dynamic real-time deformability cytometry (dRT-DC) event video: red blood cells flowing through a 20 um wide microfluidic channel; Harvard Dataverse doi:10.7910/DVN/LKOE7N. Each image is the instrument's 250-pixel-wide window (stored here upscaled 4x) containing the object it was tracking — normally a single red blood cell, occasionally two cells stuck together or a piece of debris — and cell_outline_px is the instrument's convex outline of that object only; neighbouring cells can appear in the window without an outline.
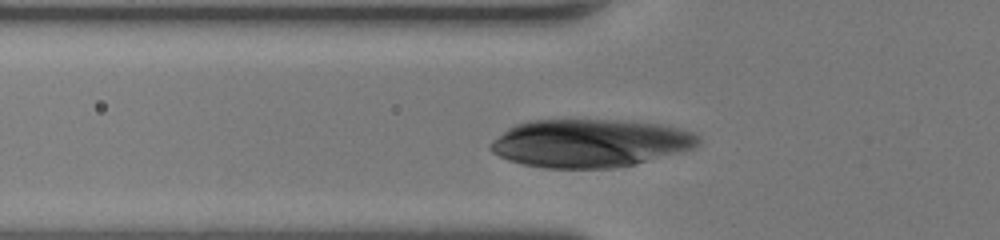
{"species": "human", "species_latin": "Homo sapiens", "temperature_condition": "room temperature", "stored_images_in_passage": 31, "camera_frame_rate_fps": 3000, "um_per_image_px": 0.085, "donor": {"sex": "female"}, "frame": {"image": 1, "passage_image": 7, "time_ms": 2.0, "image_size_px": [1000, 240], "cell_outline_px": [[700, 144], [696, 148], [684, 152], [616, 168], [544, 168], [524, 164], [508, 160], [492, 152], [488, 148], [488, 144], [492, 140], [508, 128], [516, 124], [528, 120], [620, 120], [664, 124], [680, 128], [692, 132], [700, 136]], "centroid_in_image_um": [50.18, 12.16], "position_along_channel_um": 75.6, "area_um2": 58.72}}